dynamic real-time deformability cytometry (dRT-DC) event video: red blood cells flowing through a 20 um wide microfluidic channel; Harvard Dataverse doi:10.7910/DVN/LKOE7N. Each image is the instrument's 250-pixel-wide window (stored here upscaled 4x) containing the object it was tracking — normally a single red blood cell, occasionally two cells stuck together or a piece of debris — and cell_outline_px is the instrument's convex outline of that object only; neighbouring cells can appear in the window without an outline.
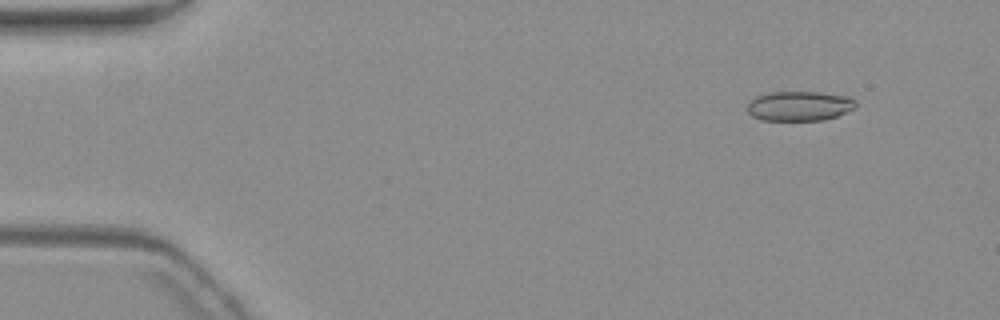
{"species": "common noctule bat (a hibernating species)", "species_latin": "Nyctalus noctula", "temperature_condition": "warm", "stored_images_in_passage": 4, "camera_frame_rate_fps": 3000, "um_per_image_px": 0.085, "animal": {"sex": "female", "body_mass_g": 19.3, "forearm_length_mm": 54.1}, "frame": {"image": 1, "passage_image": 1, "time_ms": 0.0, "image_size_px": [1000, 320], "cell_outline_px": [[856, 104], [852, 108], [836, 116], [824, 120], [760, 120], [752, 116], [748, 112], [748, 104], [756, 96], [768, 92], [820, 92], [848, 96], [856, 100]], "centroid_in_image_um": [67.93, 9.0], "position_along_channel_um": 17.1, "area_um2": 18.67}}
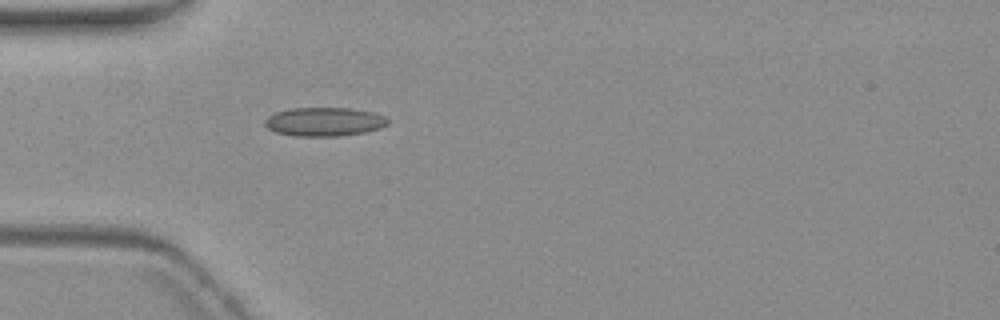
{"frame": {"image": 2, "passage_image": 4, "time_ms": 4.0, "image_size_px": [1000, 320], "cell_outline_px": [[388, 124], [380, 128], [364, 132], [340, 136], [292, 136], [276, 132], [268, 128], [264, 124], [264, 120], [268, 116], [276, 112], [292, 108], [348, 108], [372, 112], [384, 116], [388, 120]], "centroid_in_image_um": [27.54, 10.35], "position_along_channel_um": 57.5, "area_um2": 20.58}}